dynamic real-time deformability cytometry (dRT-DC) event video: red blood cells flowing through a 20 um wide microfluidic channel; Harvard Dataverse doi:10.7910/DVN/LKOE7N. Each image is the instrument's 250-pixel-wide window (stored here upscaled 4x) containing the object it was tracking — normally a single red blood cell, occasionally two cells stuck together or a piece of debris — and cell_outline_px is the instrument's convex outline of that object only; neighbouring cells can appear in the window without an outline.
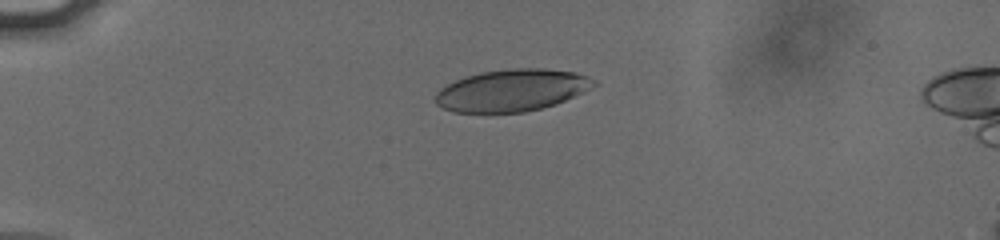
{"species": "human", "species_latin": "Homo sapiens", "temperature_condition": "cold", "stored_images_in_passage": 42, "camera_frame_rate_fps": 3000, "um_per_image_px": 0.085, "donor": {"sex": "male"}, "frame": {"image": 1, "passage_image": 1, "time_ms": 0.0, "image_size_px": [1000, 240], "cell_outline_px": [[596, 84], [584, 92], [556, 104], [524, 112], [452, 112], [436, 104], [436, 92], [440, 88], [456, 80], [480, 72], [512, 68], [544, 68], [576, 72], [596, 80]], "centroid_in_image_um": [43.52, 7.67], "position_along_channel_um": 41.5, "area_um2": 38.61}}
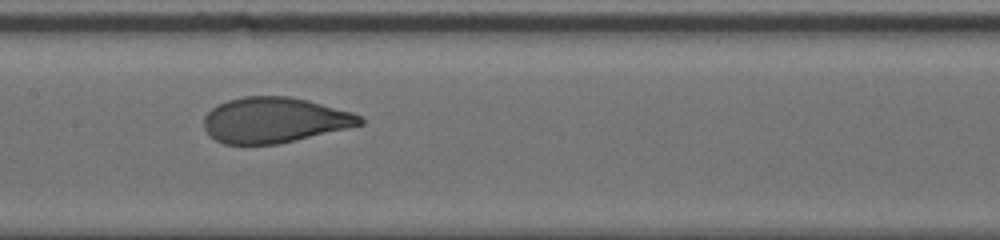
{"frame": {"image": 2, "passage_image": 16, "time_ms": 5.0, "image_size_px": [1000, 240], "cell_outline_px": [[364, 124], [276, 144], [224, 144], [216, 140], [204, 128], [204, 116], [212, 108], [228, 100], [244, 96], [288, 96], [308, 100], [352, 112], [360, 116], [364, 120]], "centroid_in_image_um": [23.32, 10.2], "position_along_channel_um": 184.1, "area_um2": 40.92}}
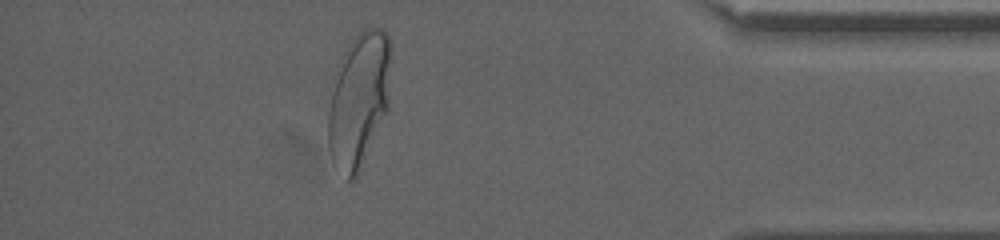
{"frame": {"image": 3, "passage_image": 36, "time_ms": 11.667, "image_size_px": [1000, 240], "cell_outline_px": [[392, 48], [388, 108], [356, 176], [352, 180], [348, 180], [332, 160], [328, 148], [328, 116], [332, 92], [344, 52], [352, 40], [360, 32], [368, 28], [380, 28], [388, 36]], "centroid_in_image_um": [30.53, 8.46], "position_along_channel_um": 404.7, "area_um2": 48.32}, "authors_computed_cell_mechanics": {"area_um2": 42.5697, "velocity_mm_per_s": 3.8061, "shape_relaxation_time_tau1_ms": 4.2132, "shape_relaxation_time_tau2_ms": null, "deformation_change_tau1": 0.1793, "deformation_change_tau2": null}}